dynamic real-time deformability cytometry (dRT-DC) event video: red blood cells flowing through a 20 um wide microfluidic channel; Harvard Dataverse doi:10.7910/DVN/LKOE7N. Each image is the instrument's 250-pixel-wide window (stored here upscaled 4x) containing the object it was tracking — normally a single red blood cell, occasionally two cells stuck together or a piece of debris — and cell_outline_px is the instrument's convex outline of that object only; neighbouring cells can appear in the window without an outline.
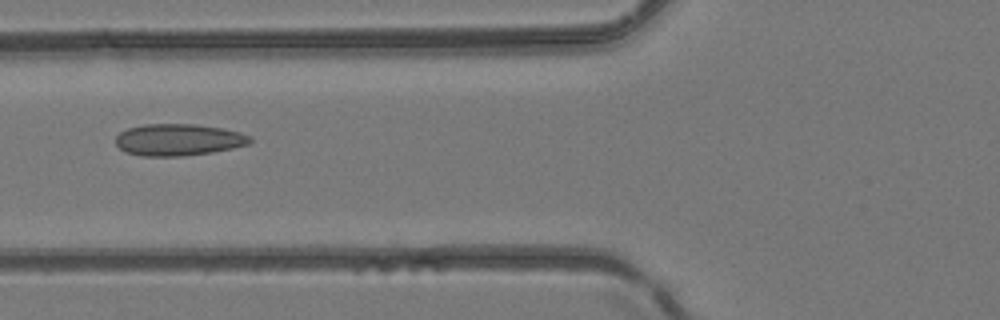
{"species": "common noctule bat (a hibernating species)", "species_latin": "Nyctalus noctula", "temperature_condition": "room temperature", "stored_images_in_passage": 5, "camera_frame_rate_fps": 3000, "um_per_image_px": 0.085, "animal": {"sex": "female", "body_mass_g": 24.6, "forearm_length_mm": 56.2}, "frame": {"image": 1, "passage_image": 4, "time_ms": 1.0, "image_size_px": [1000, 320], "cell_outline_px": [[252, 140], [248, 144], [232, 148], [212, 152], [184, 156], [140, 156], [124, 152], [116, 144], [116, 136], [120, 132], [128, 128], [144, 124], [196, 124], [224, 128], [240, 132], [252, 136]], "centroid_in_image_um": [15.17, 11.88], "position_along_channel_um": 110.6, "area_um2": 25.09}}
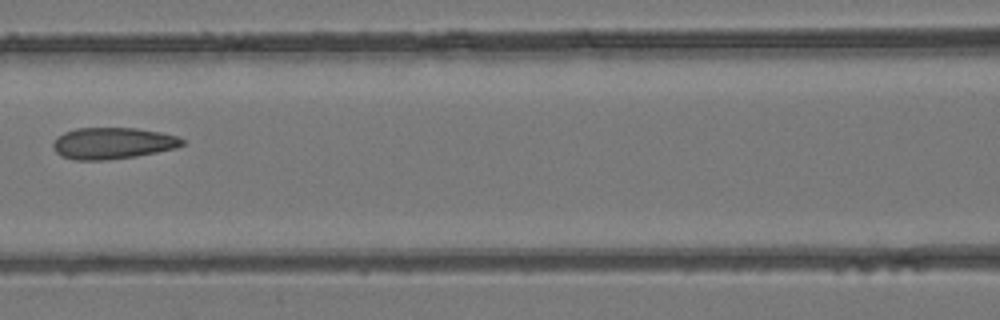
{"frame": {"image": 2, "passage_image": 5, "time_ms": 1.333, "image_size_px": [1000, 320], "cell_outline_px": [[184, 144], [176, 148], [136, 156], [104, 160], [76, 160], [60, 156], [56, 152], [52, 144], [56, 136], [64, 132], [76, 128], [136, 128], [160, 132], [176, 136], [184, 140]], "centroid_in_image_um": [9.54, 12.17], "position_along_channel_um": 157.1, "area_um2": 23.7}}